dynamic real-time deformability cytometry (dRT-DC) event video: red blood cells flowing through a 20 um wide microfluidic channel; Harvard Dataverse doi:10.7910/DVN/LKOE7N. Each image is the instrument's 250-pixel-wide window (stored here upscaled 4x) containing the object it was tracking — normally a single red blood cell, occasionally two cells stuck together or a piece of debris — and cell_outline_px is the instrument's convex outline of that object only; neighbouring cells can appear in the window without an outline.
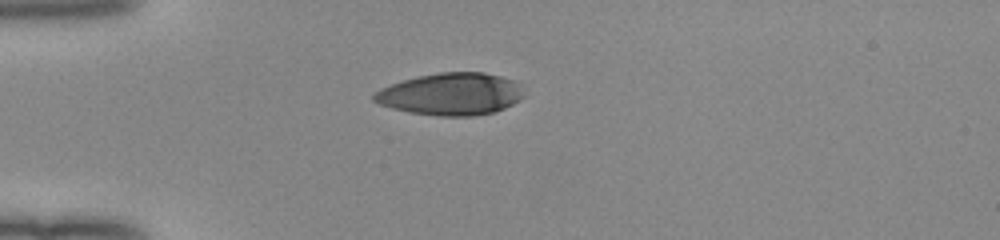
{"species": "human", "species_latin": "Homo sapiens", "temperature_condition": "room temperature", "stored_images_in_passage": 38, "camera_frame_rate_fps": 3000, "um_per_image_px": 0.085, "donor": {"sex": "female"}, "frame": {"image": 1, "passage_image": 1, "time_ms": 0.0, "image_size_px": [1000, 240], "cell_outline_px": [[524, 96], [520, 100], [496, 112], [472, 116], [440, 116], [412, 112], [392, 108], [380, 104], [372, 100], [372, 96], [380, 88], [416, 76], [440, 72], [484, 72], [516, 80], [520, 84]], "centroid_in_image_um": [38.36, 7.99], "position_along_channel_um": 46.6, "area_um2": 36.93}}
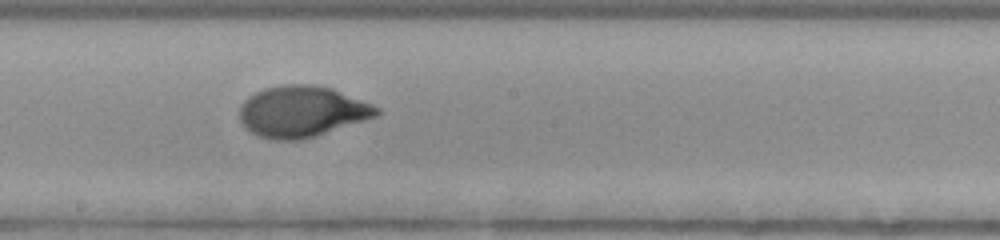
{"frame": {"image": 2, "passage_image": 16, "time_ms": 5.0, "image_size_px": [1000, 240], "cell_outline_px": [[384, 112], [376, 116], [316, 136], [300, 140], [272, 140], [256, 136], [244, 128], [240, 120], [240, 104], [248, 96], [264, 88], [284, 84], [312, 84], [332, 88], [372, 104], [380, 108]], "centroid_in_image_um": [25.64, 9.48], "position_along_channel_um": 222.6, "area_um2": 41.15}}
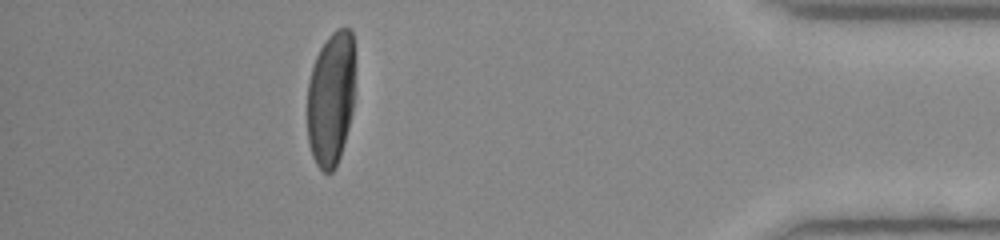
{"frame": {"image": 3, "passage_image": 33, "time_ms": 10.667, "image_size_px": [1000, 240], "cell_outline_px": [[352, 112], [348, 128], [340, 156], [336, 168], [332, 172], [324, 172], [316, 164], [312, 156], [308, 140], [308, 80], [312, 64], [320, 48], [328, 36], [336, 28], [348, 28], [352, 32]], "centroid_in_image_um": [28.09, 8.41], "position_along_channel_um": 407.1, "area_um2": 36.93}, "authors_computed_cell_mechanics": {"area_um2": 39.8242, "velocity_mm_per_s": 4.0081, "shape_relaxation_time_tau1_ms": 3.5584, "shape_relaxation_time_tau2_ms": null, "deformation_change_tau1": 0.2327, "deformation_change_tau2": null}}